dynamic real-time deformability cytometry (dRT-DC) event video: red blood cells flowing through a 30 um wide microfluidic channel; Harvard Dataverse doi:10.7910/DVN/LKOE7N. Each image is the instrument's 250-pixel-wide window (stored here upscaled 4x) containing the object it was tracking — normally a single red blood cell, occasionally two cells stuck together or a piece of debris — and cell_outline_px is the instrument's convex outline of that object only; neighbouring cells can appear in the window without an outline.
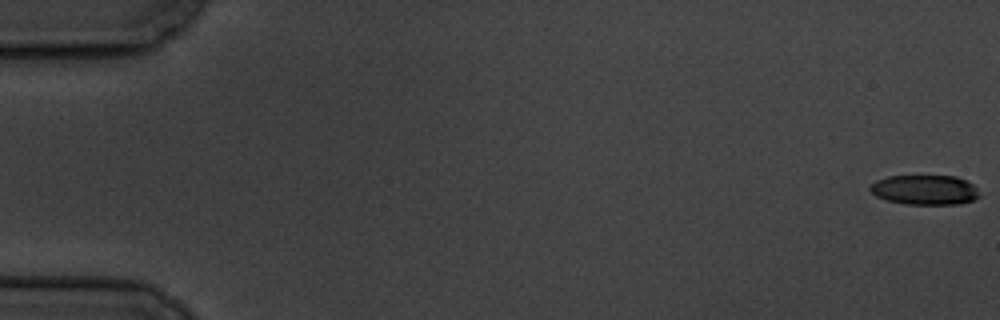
{"species": "common noctule bat (a hibernating species)", "species_latin": "Nyctalus noctula", "temperature_condition": "cold", "stored_images_in_passage": 5, "camera_frame_rate_fps": 3000, "um_per_image_px": 0.085, "animal": {"sex": "male", "body_mass_g": 19.5, "forearm_length_mm": 54.6}, "frame": {"image": 1, "passage_image": 1, "time_ms": 0.0, "image_size_px": [1000, 320], "cell_outline_px": [[980, 196], [972, 200], [960, 204], [904, 204], [888, 200], [876, 196], [868, 188], [876, 180], [888, 176], [956, 176], [972, 184], [976, 188]], "centroid_in_image_um": [78.6, 16.14], "position_along_channel_um": 6.4, "area_um2": 18.84}}
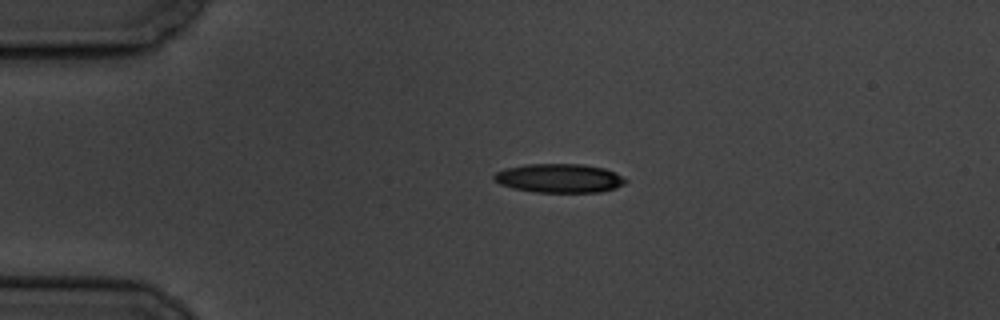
{"frame": {"image": 2, "passage_image": 4, "time_ms": 4.333, "image_size_px": [1000, 320], "cell_outline_px": [[628, 180], [624, 184], [616, 188], [600, 192], [532, 192], [512, 188], [500, 184], [492, 180], [492, 176], [496, 172], [504, 168], [524, 164], [584, 164], [604, 168], [616, 172]], "centroid_in_image_um": [47.52, 15.14], "position_along_channel_um": 37.5, "area_um2": 22.48}}